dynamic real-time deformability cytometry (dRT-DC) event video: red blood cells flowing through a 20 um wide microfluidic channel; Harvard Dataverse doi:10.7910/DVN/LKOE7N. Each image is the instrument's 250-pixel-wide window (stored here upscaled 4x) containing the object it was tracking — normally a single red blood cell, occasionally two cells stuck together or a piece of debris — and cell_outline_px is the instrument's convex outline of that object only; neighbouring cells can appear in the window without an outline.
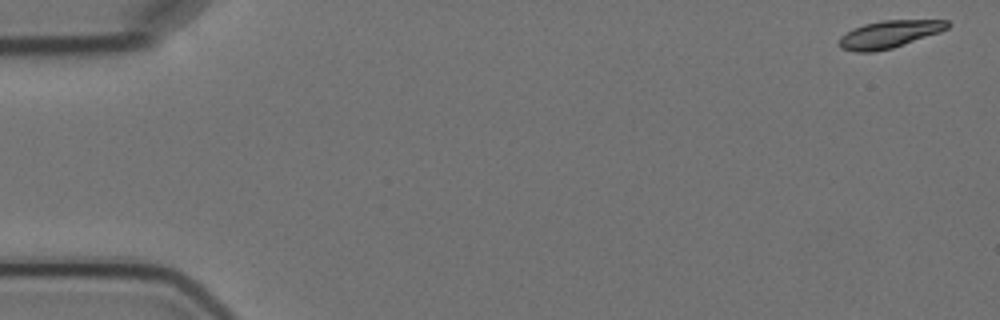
{"species": "Egyptian fruit bat (a non-hibernating species)", "species_latin": "Rousettus aegyptiacus", "temperature_condition": "cold", "stored_images_in_passage": 5, "camera_frame_rate_fps": 3000, "um_per_image_px": 0.085, "animal": {"sex": "female"}, "frame": {"image": 1, "passage_image": 1, "time_ms": 0.0, "image_size_px": [1000, 320], "cell_outline_px": [[952, 24], [948, 28], [940, 32], [892, 48], [872, 52], [856, 52], [840, 48], [840, 36], [852, 28], [864, 24], [880, 20], [948, 20]], "centroid_in_image_um": [75.59, 2.9], "position_along_channel_um": 9.4, "area_um2": 17.34}}